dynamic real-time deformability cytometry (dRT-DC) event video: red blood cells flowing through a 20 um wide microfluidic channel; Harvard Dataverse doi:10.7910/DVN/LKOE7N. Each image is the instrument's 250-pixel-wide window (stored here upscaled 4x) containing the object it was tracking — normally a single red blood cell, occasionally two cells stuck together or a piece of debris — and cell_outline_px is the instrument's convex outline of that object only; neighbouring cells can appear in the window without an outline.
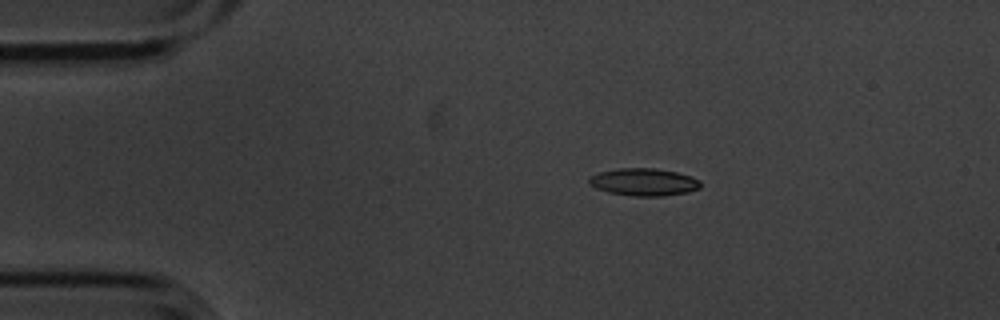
{"species": "common noctule bat (a hibernating species)", "species_latin": "Nyctalus noctula", "temperature_condition": "cold", "stored_images_in_passage": 10, "camera_frame_rate_fps": 3000, "um_per_image_px": 0.085, "animal": {"sex": "male", "body_mass_g": 20.1, "forearm_length_mm": 53.5}, "frame": {"image": 1, "passage_image": 2, "time_ms": 0.333, "image_size_px": [1000, 320], "cell_outline_px": [[700, 188], [688, 192], [660, 196], [636, 196], [608, 192], [596, 188], [588, 184], [588, 176], [600, 172], [620, 168], [656, 168], [676, 172], [692, 176], [700, 180]], "centroid_in_image_um": [54.71, 15.47], "position_along_channel_um": 30.3, "area_um2": 17.86}}
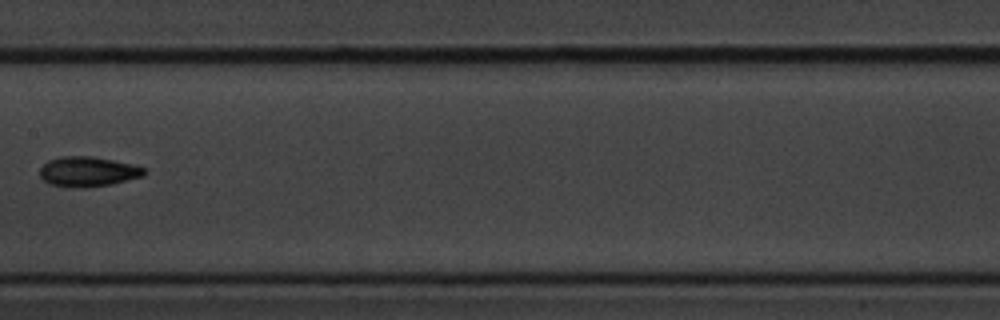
{"frame": {"image": 2, "passage_image": 7, "time_ms": 2.0, "image_size_px": [1000, 320], "cell_outline_px": [[144, 176], [112, 184], [84, 188], [72, 188], [48, 184], [40, 176], [40, 168], [48, 160], [60, 156], [92, 156], [132, 164], [144, 168]], "centroid_in_image_um": [7.44, 14.6], "position_along_channel_um": 200.0, "area_um2": 18.32}}
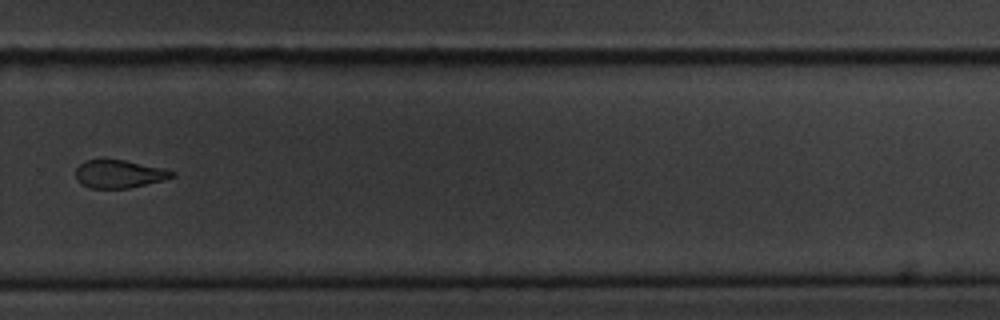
{"frame": {"image": 3, "passage_image": 10, "time_ms": 3.0, "image_size_px": [1000, 320], "cell_outline_px": [[176, 176], [128, 188], [92, 188], [80, 184], [76, 180], [76, 168], [84, 160], [124, 160], [160, 168], [176, 172]], "centroid_in_image_um": [10.07, 14.79], "position_along_channel_um": 319.7, "area_um2": 15.37}}